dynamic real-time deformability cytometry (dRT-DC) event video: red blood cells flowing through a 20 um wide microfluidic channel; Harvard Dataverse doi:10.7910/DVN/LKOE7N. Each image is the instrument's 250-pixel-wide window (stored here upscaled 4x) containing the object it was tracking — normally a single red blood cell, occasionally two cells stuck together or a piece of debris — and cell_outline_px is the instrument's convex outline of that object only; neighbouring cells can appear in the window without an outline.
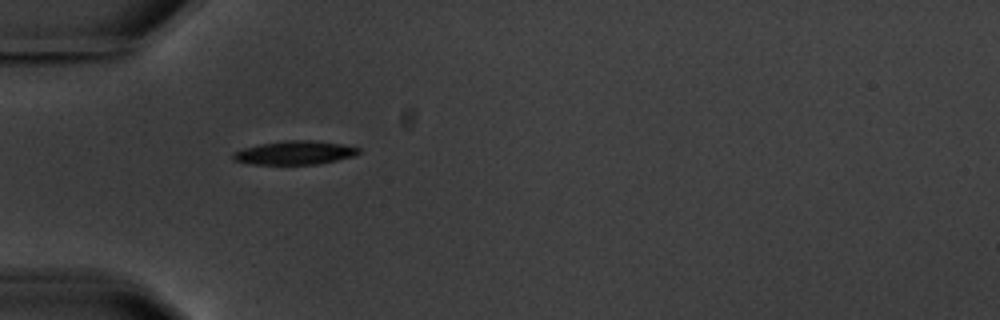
{"species": "common noctule bat (a hibernating species)", "species_latin": "Nyctalus noctula", "temperature_condition": "warm", "stored_images_in_passage": 3, "camera_frame_rate_fps": 3000, "um_per_image_px": 0.085, "animal": {"sex": "male", "body_mass_g": 20.1, "forearm_length_mm": 53.5}, "frame": {"image": 1, "passage_image": 1, "time_ms": 0.0, "image_size_px": [1000, 320], "cell_outline_px": [[360, 152], [356, 156], [316, 164], [252, 164], [232, 160], [232, 156], [236, 152], [244, 148], [260, 144], [288, 140], [312, 140], [344, 144], [360, 148]], "centroid_in_image_um": [25.1, 12.98], "position_along_channel_um": 59.9, "area_um2": 17.22}}